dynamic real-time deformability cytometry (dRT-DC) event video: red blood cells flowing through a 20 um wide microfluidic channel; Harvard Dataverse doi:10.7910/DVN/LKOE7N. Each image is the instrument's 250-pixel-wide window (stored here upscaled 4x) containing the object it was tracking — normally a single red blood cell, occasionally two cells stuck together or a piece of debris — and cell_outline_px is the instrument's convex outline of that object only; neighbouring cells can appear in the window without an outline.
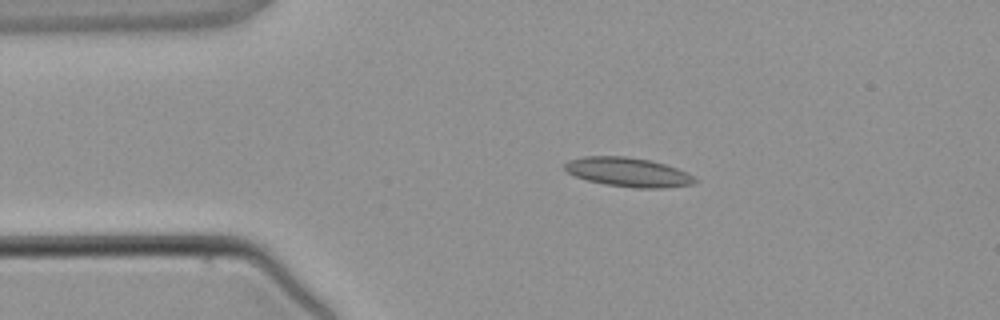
{"species": "common noctule bat (a hibernating species)", "species_latin": "Nyctalus noctula", "temperature_condition": "warm", "stored_images_in_passage": 3, "camera_frame_rate_fps": 3000, "um_per_image_px": 0.085, "animal": {"sex": "male", "body_mass_g": 21.5, "forearm_length_mm": 52.0}, "frame": {"image": 1, "passage_image": 2, "time_ms": 1.333, "image_size_px": [1000, 320], "cell_outline_px": [[696, 180], [692, 184], [664, 188], [636, 188], [604, 184], [588, 180], [576, 176], [568, 172], [564, 168], [564, 164], [568, 160], [584, 156], [624, 156], [652, 160], [688, 172]], "centroid_in_image_um": [53.38, 14.62], "position_along_channel_um": 31.6, "area_um2": 22.02}}